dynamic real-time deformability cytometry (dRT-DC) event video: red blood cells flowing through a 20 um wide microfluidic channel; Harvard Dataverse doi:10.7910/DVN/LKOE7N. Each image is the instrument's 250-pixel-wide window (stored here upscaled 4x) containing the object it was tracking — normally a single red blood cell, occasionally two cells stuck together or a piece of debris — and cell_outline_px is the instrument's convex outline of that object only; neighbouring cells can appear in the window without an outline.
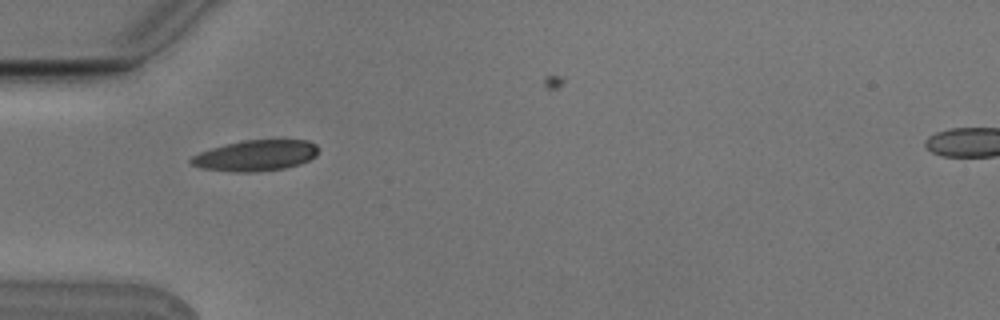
{"species": "Egyptian fruit bat (a non-hibernating species)", "species_latin": "Rousettus aegyptiacus", "temperature_condition": "cold", "stored_images_in_passage": 5, "camera_frame_rate_fps": 3000, "um_per_image_px": 0.085, "animal": {"sex": "male"}, "frame": {"image": 1, "passage_image": 4, "time_ms": 1.0, "image_size_px": [1000, 320], "cell_outline_px": [[316, 156], [300, 164], [284, 168], [256, 172], [232, 172], [200, 168], [192, 164], [188, 160], [192, 156], [200, 152], [224, 144], [244, 140], [308, 140], [316, 144]], "centroid_in_image_um": [21.7, 13.22], "position_along_channel_um": 63.3, "area_um2": 22.89}}